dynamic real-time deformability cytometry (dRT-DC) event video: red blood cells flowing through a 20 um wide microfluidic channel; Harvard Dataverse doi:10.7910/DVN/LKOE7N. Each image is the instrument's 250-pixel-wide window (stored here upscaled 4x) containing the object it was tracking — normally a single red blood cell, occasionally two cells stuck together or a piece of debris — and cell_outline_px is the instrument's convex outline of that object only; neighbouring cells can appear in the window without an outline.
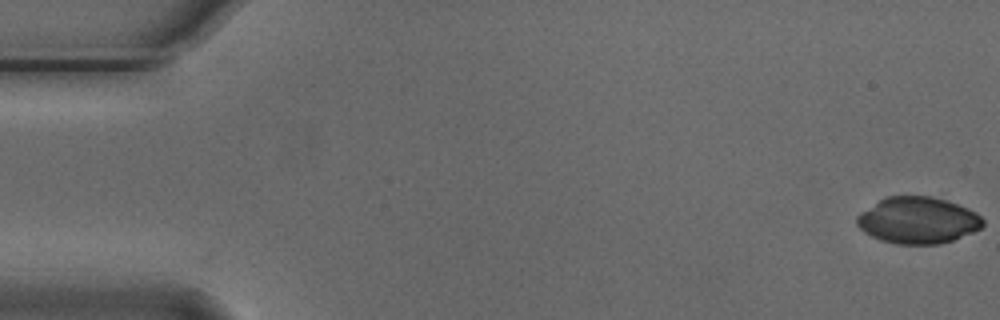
{"species": "Egyptian fruit bat (a non-hibernating species)", "species_latin": "Rousettus aegyptiacus", "temperature_condition": "cold", "stored_images_in_passage": 14, "camera_frame_rate_fps": 3000, "um_per_image_px": 0.085, "animal": {"sex": "male"}, "frame": {"image": 1, "passage_image": 1, "time_ms": 0.0, "image_size_px": [1000, 320], "cell_outline_px": [[984, 224], [980, 228], [972, 232], [952, 240], [940, 244], [896, 244], [880, 240], [864, 232], [856, 224], [856, 216], [860, 212], [884, 196], [932, 196], [948, 200], [968, 208], [976, 212], [984, 220]], "centroid_in_image_um": [78.0, 18.71], "position_along_channel_um": 7.0, "area_um2": 34.39}}